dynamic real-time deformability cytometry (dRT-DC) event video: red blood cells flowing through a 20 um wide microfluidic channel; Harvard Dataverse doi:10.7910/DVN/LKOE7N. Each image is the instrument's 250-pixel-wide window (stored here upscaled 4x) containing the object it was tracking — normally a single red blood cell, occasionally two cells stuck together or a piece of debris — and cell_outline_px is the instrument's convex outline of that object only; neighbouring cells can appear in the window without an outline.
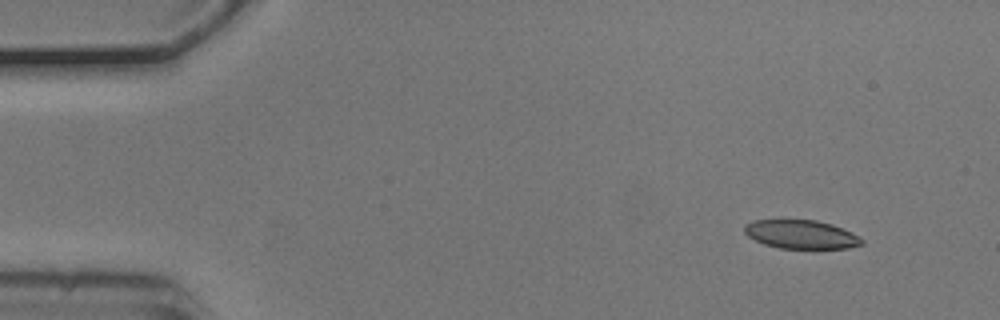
{"species": "common noctule bat (a hibernating species)", "species_latin": "Nyctalus noctula", "temperature_condition": "cold", "stored_images_in_passage": 5, "camera_frame_rate_fps": 3000, "um_per_image_px": 0.085, "animal": {"sex": "male", "body_mass_g": 20.5, "forearm_length_mm": 52.5}, "frame": {"image": 1, "passage_image": 2, "time_ms": 0.333, "image_size_px": [1000, 320], "cell_outline_px": [[864, 244], [848, 248], [780, 248], [764, 244], [748, 236], [744, 232], [744, 224], [756, 220], [816, 220], [832, 224], [852, 232], [864, 240]], "centroid_in_image_um": [68.11, 19.92], "position_along_channel_um": 16.9, "area_um2": 19.54}}
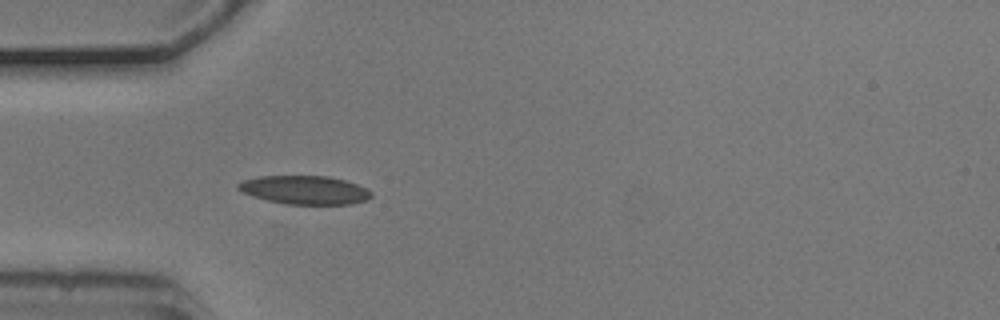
{"frame": {"image": 2, "passage_image": 5, "time_ms": 1.333, "image_size_px": [1000, 320], "cell_outline_px": [[372, 196], [368, 200], [352, 204], [284, 204], [252, 196], [236, 188], [236, 184], [244, 180], [260, 176], [328, 176], [344, 180], [368, 188], [372, 192]], "centroid_in_image_um": [25.93, 16.15], "position_along_channel_um": 59.1, "area_um2": 22.2}}